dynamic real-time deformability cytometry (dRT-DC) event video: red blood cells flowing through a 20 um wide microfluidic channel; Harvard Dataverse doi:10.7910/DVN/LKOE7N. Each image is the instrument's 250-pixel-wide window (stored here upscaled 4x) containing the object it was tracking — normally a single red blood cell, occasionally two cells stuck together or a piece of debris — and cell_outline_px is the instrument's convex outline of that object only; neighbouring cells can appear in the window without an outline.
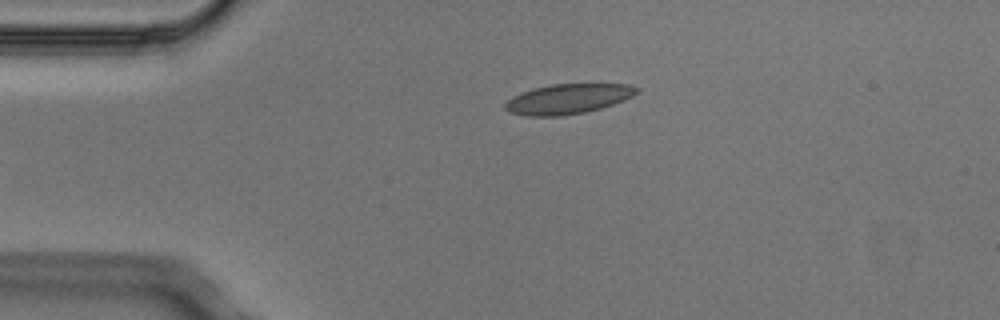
{"species": "Egyptian fruit bat (a non-hibernating species)", "species_latin": "Rousettus aegyptiacus", "temperature_condition": "cold", "stored_images_in_passage": 3, "camera_frame_rate_fps": 3000, "um_per_image_px": 0.085, "animal": {"sex": "male"}, "frame": {"image": 1, "passage_image": 3, "time_ms": 0.667, "image_size_px": [1000, 320], "cell_outline_px": [[640, 92], [624, 100], [600, 108], [584, 112], [564, 116], [528, 116], [508, 112], [504, 108], [504, 104], [512, 96], [532, 88], [552, 84], [588, 80], [628, 84], [640, 88]], "centroid_in_image_um": [48.35, 8.34], "position_along_channel_um": 36.7, "area_um2": 24.16}}